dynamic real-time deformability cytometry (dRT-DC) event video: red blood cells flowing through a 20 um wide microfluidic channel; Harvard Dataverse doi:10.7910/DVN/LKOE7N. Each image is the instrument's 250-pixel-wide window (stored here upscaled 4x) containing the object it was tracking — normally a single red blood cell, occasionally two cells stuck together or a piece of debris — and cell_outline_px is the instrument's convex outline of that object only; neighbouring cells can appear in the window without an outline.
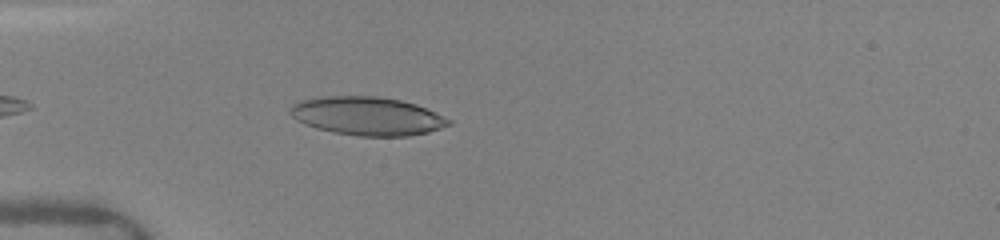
{"species": "human", "species_latin": "Homo sapiens", "temperature_condition": "warm", "stored_images_in_passage": 9, "camera_frame_rate_fps": 3000, "um_per_image_px": 0.085, "donor": {"sex": "female"}, "frame": {"image": 1, "passage_image": 6, "time_ms": 1.0, "image_size_px": [1000, 240], "cell_outline_px": [[452, 124], [428, 132], [408, 136], [360, 136], [332, 132], [316, 128], [304, 124], [296, 120], [288, 112], [288, 108], [292, 104], [300, 100], [320, 96], [376, 96], [400, 100], [416, 104], [452, 120]], "centroid_in_image_um": [31.17, 9.86], "position_along_channel_um": 53.8, "area_um2": 35.66}}